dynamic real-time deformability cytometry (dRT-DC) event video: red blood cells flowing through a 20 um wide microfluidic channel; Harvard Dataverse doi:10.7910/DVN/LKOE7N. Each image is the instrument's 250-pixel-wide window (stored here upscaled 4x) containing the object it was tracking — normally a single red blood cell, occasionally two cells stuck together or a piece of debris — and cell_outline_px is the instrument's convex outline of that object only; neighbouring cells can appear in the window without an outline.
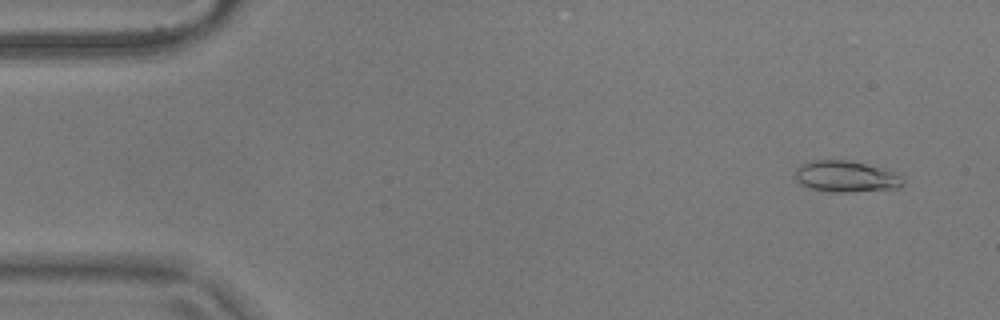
{"species": "common noctule bat (a hibernating species)", "species_latin": "Nyctalus noctula", "temperature_condition": "warm", "stored_images_in_passage": 55, "camera_frame_rate_fps": 3000, "um_per_image_px": 0.085, "animal": {"sex": "male", "body_mass_g": 17.9}, "frame": {"image": 1, "passage_image": 4, "time_ms": 1.0, "image_size_px": [1000, 320], "cell_outline_px": [[904, 184], [900, 188], [852, 192], [832, 192], [812, 188], [800, 184], [796, 180], [796, 168], [812, 160], [844, 160], [884, 168], [900, 176], [904, 180]], "centroid_in_image_um": [71.93, 15.01], "position_along_channel_um": 13.1, "area_um2": 19.48}}
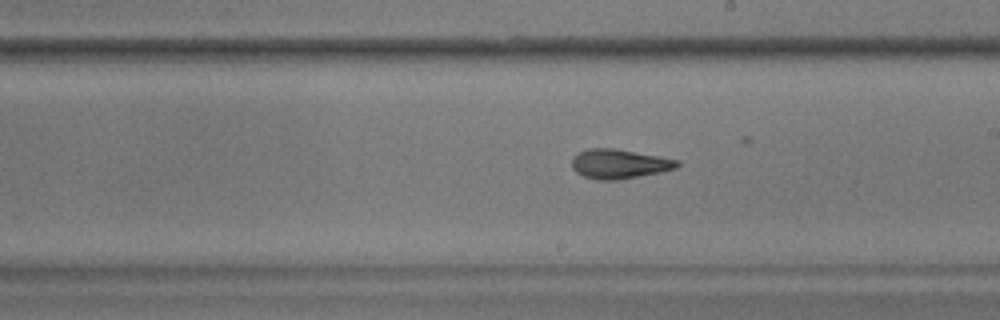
{"frame": {"image": 2, "passage_image": 31, "time_ms": 10.0, "image_size_px": [1000, 320], "cell_outline_px": [[680, 164], [676, 168], [660, 172], [620, 180], [596, 180], [584, 176], [576, 172], [572, 168], [572, 156], [588, 148], [616, 148], [660, 156], [680, 160]], "centroid_in_image_um": [52.64, 13.93], "position_along_channel_um": 236.4, "area_um2": 18.26}}
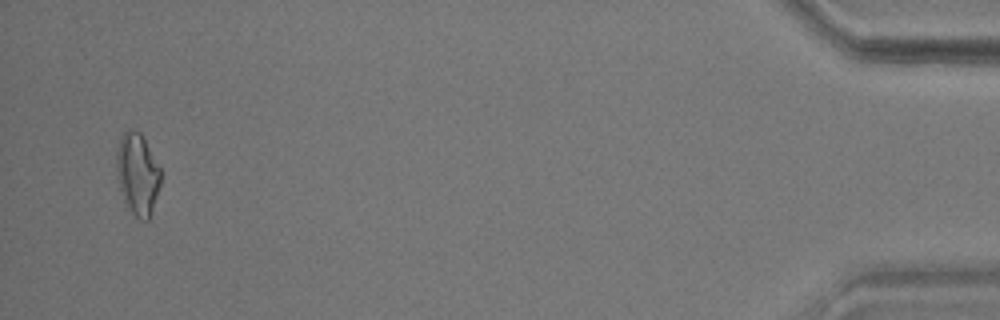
{"frame": {"image": 3, "passage_image": 53, "time_ms": 17.333, "image_size_px": [1000, 320], "cell_outline_px": [[160, 184], [148, 220], [140, 220], [132, 212], [124, 200], [120, 192], [116, 172], [116, 152], [120, 136], [128, 128], [132, 128], [140, 132], [160, 168]], "centroid_in_image_um": [11.65, 14.74], "position_along_channel_um": 423.5, "area_um2": 20.87}, "authors_computed_cell_mechanics": {"area_um2": 18.1492, "velocity_mm_per_s": 3.6934, "shape_relaxation_time_tau1_ms": 5.6847, "shape_relaxation_time_tau2_ms": 2.5093, "deformation_change_tau1": 0.1856, "deformation_change_tau2": 0.0999}}